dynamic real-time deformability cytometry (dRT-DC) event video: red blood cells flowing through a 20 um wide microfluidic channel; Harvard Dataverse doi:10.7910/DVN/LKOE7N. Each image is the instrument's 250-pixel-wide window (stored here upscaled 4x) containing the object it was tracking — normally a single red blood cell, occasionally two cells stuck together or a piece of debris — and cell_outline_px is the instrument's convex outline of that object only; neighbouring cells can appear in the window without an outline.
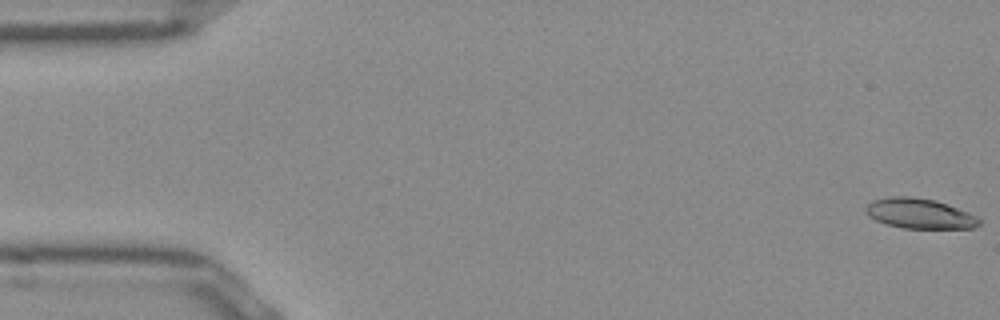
{"species": "Egyptian fruit bat (a non-hibernating species)", "species_latin": "Rousettus aegyptiacus", "temperature_condition": "room temperature", "stored_images_in_passage": 52, "camera_frame_rate_fps": 3000, "um_per_image_px": 0.085, "frame": {"image": 1, "passage_image": 1, "time_ms": 0.0, "image_size_px": [1000, 320], "cell_outline_px": [[980, 224], [972, 228], [904, 228], [888, 224], [876, 220], [868, 216], [864, 212], [864, 208], [872, 200], [888, 196], [912, 196], [936, 200], [968, 212], [976, 216], [980, 220]], "centroid_in_image_um": [78.12, 18.13], "position_along_channel_um": 6.9, "area_um2": 19.94}}
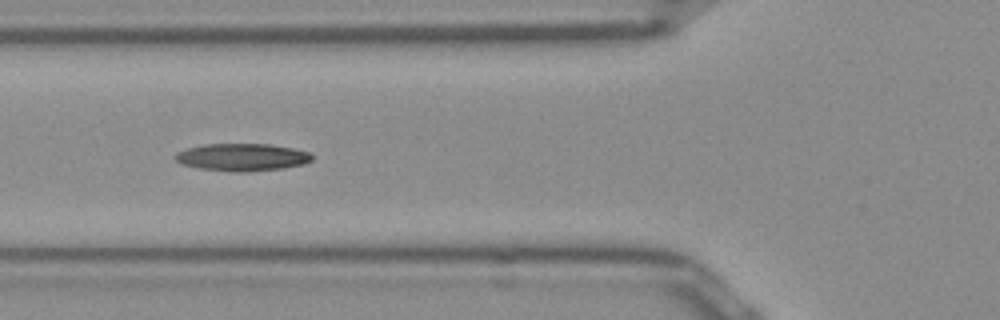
{"frame": {"image": 2, "passage_image": 19, "time_ms": 6.0, "image_size_px": [1000, 320], "cell_outline_px": [[312, 160], [304, 164], [284, 168], [244, 172], [232, 172], [200, 168], [180, 164], [172, 156], [176, 152], [188, 148], [204, 144], [268, 144], [292, 148], [308, 152], [312, 156]], "centroid_in_image_um": [20.54, 13.36], "position_along_channel_um": 105.3, "area_um2": 21.91}}
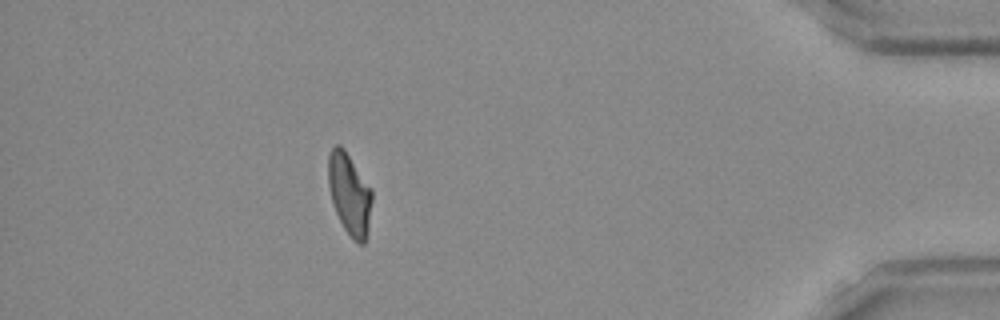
{"frame": {"image": 3, "passage_image": 46, "time_ms": 15.0, "image_size_px": [1000, 320], "cell_outline_px": [[372, 200], [368, 232], [364, 244], [356, 244], [352, 240], [344, 228], [332, 204], [328, 184], [328, 156], [332, 148], [336, 144], [340, 144], [344, 148], [372, 188]], "centroid_in_image_um": [29.71, 16.5], "position_along_channel_um": 405.5, "area_um2": 21.1}, "authors_computed_cell_mechanics": {"area_um2": 20.7213, "velocity_mm_per_s": 3.9347, "shape_relaxation_time_tau1_ms": 6.6477, "shape_relaxation_time_tau2_ms": 7.3655, "deformation_change_tau1": 0.2082, "deformation_change_tau2": 0.1714}}